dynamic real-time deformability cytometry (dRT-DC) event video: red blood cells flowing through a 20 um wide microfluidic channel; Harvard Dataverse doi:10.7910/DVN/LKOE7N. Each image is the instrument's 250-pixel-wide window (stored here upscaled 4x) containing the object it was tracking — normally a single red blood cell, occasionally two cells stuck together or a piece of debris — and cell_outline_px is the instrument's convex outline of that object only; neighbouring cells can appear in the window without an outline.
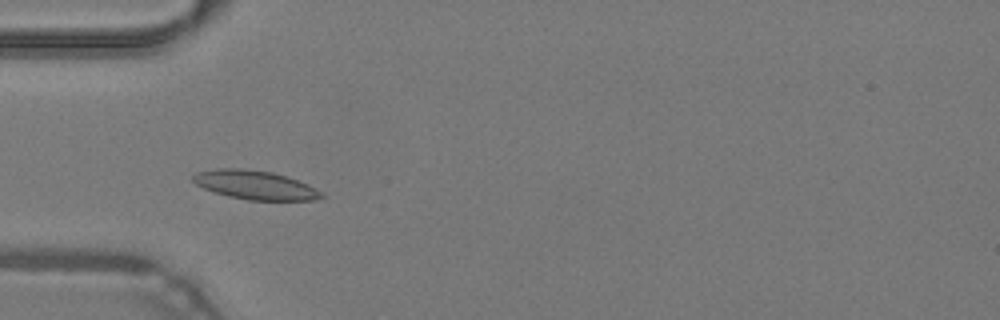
{"species": "common noctule bat (a hibernating species)", "species_latin": "Nyctalus noctula", "temperature_condition": "warm", "stored_images_in_passage": 44, "camera_frame_rate_fps": 3000, "um_per_image_px": 0.085, "animal": {"sex": "male", "body_mass_g": 19.2, "forearm_length_mm": 51.8}, "frame": {"image": 1, "passage_image": 11, "time_ms": 3.333, "image_size_px": [1000, 320], "cell_outline_px": [[324, 196], [316, 200], [248, 200], [228, 196], [204, 188], [196, 184], [192, 180], [192, 176], [196, 172], [216, 168], [244, 168], [272, 172], [288, 176], [308, 184], [324, 192]], "centroid_in_image_um": [21.71, 15.71], "position_along_channel_um": 63.3, "area_um2": 21.79}}
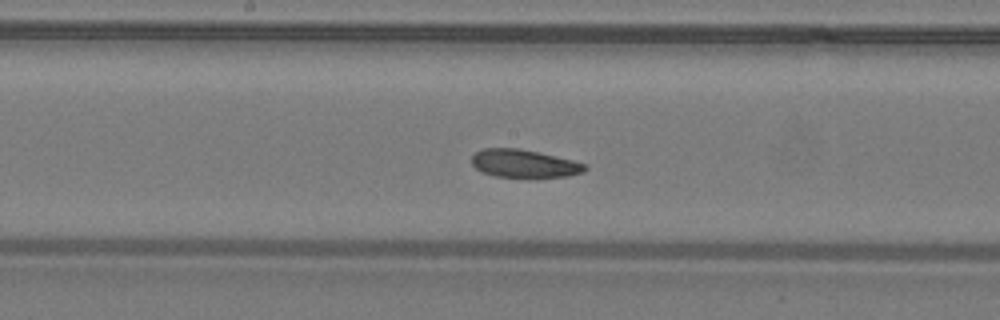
{"frame": {"image": 2, "passage_image": 21, "time_ms": 6.667, "image_size_px": [1000, 320], "cell_outline_px": [[588, 168], [584, 172], [568, 176], [496, 176], [480, 172], [472, 164], [472, 156], [476, 152], [484, 148], [520, 148], [572, 160], [588, 164]], "centroid_in_image_um": [44.55, 13.89], "position_along_channel_um": 203.6, "area_um2": 18.21}}
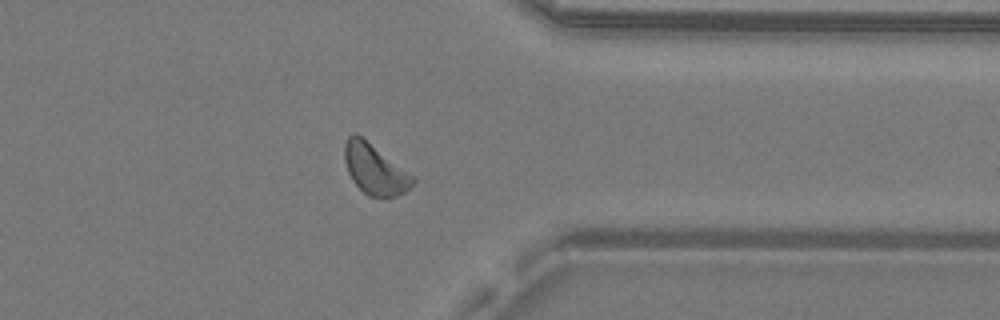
{"frame": {"image": 3, "passage_image": 34, "time_ms": 11.0, "image_size_px": [1000, 320], "cell_outline_px": [[416, 180], [404, 192], [396, 196], [368, 196], [352, 180], [348, 172], [344, 160], [344, 144], [348, 136], [352, 132], [356, 132], [412, 176]], "centroid_in_image_um": [31.79, 14.36], "position_along_channel_um": 379.6, "area_um2": 19.42}}